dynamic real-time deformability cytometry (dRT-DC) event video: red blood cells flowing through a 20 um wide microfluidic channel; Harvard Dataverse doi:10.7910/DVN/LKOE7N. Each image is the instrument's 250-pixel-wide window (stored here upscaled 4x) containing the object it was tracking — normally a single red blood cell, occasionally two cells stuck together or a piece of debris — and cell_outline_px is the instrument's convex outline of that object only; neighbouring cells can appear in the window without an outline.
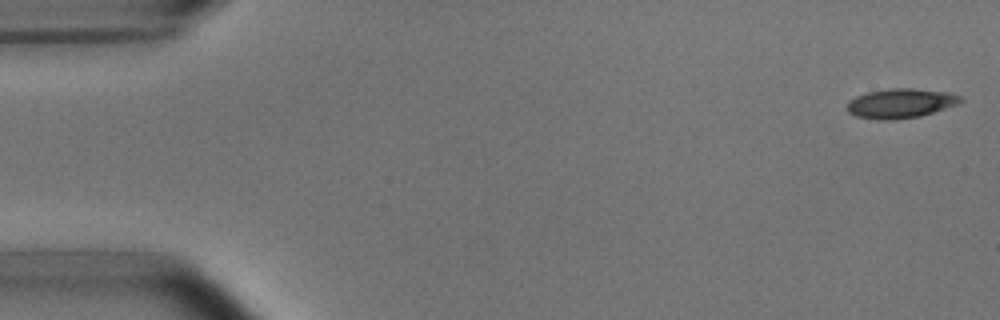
{"species": "common noctule bat (a hibernating species)", "species_latin": "Nyctalus noctula", "temperature_condition": "room temperature", "stored_images_in_passage": 5, "camera_frame_rate_fps": 3000, "um_per_image_px": 0.085, "animal": {"sex": "male", "body_mass_g": 15.6}, "frame": {"image": 1, "passage_image": 1, "time_ms": 0.0, "image_size_px": [1000, 320], "cell_outline_px": [[964, 100], [956, 104], [920, 116], [892, 120], [880, 120], [856, 116], [848, 112], [848, 100], [856, 96], [868, 92], [888, 88], [912, 88], [948, 92], [960, 96]], "centroid_in_image_um": [76.52, 8.77], "position_along_channel_um": 8.5, "area_um2": 19.36}}
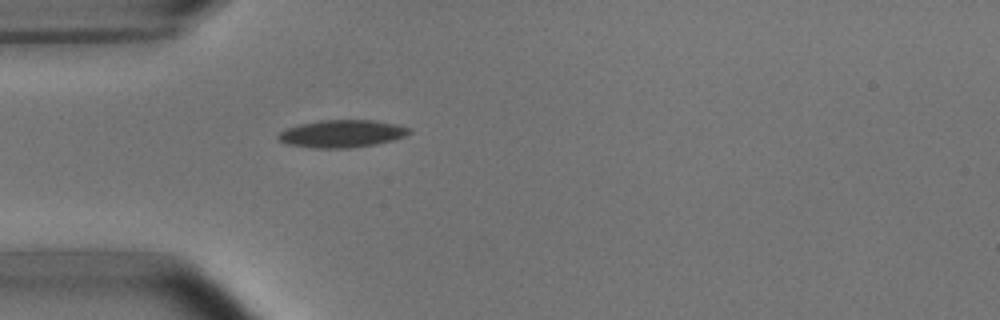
{"frame": {"image": 2, "passage_image": 5, "time_ms": 4.667, "image_size_px": [1000, 320], "cell_outline_px": [[412, 132], [404, 136], [392, 140], [376, 144], [352, 148], [316, 148], [288, 144], [280, 140], [276, 136], [280, 132], [288, 128], [300, 124], [320, 120], [372, 120], [396, 124], [408, 128]], "centroid_in_image_um": [29.06, 11.36], "position_along_channel_um": 55.9, "area_um2": 20.81}}